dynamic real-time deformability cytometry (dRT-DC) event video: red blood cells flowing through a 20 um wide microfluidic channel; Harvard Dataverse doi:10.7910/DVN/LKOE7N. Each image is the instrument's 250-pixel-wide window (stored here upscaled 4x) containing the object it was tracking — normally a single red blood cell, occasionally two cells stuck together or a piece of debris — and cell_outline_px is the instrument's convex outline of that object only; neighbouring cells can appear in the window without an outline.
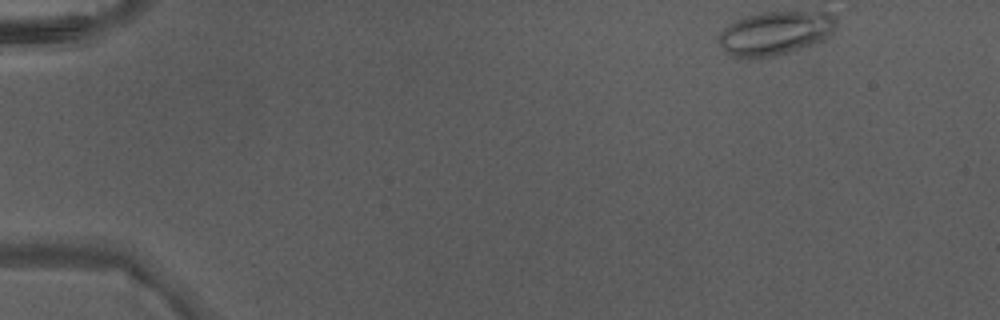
{"species": "Egyptian fruit bat (a non-hibernating species)", "species_latin": "Rousettus aegyptiacus", "temperature_condition": "warm", "stored_images_in_passage": 6, "camera_frame_rate_fps": 3000, "um_per_image_px": 0.085, "animal": {"sex": "male"}, "frame": {"image": 1, "passage_image": 1, "time_ms": 0.0, "image_size_px": [1000, 320], "cell_outline_px": [[836, 28], [832, 36], [816, 44], [788, 52], [772, 56], [752, 60], [744, 60], [732, 56], [720, 44], [720, 32], [724, 28], [736, 20], [744, 16], [764, 12], [828, 12], [836, 16]], "centroid_in_image_um": [65.95, 2.83], "position_along_channel_um": 19.1, "area_um2": 30.35}}